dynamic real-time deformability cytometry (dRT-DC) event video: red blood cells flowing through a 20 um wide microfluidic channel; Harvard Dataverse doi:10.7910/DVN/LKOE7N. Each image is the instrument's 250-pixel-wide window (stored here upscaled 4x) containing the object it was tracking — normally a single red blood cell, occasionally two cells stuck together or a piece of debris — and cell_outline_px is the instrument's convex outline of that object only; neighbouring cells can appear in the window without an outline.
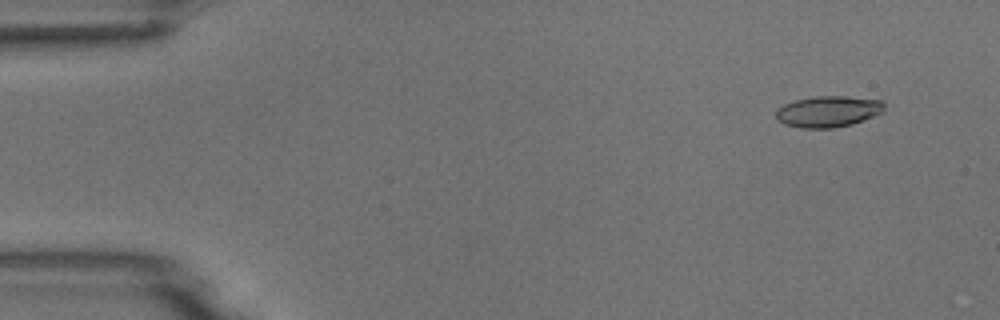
{"species": "common noctule bat (a hibernating species)", "species_latin": "Nyctalus noctula", "temperature_condition": "room temperature", "stored_images_in_passage": 5, "camera_frame_rate_fps": 3000, "um_per_image_px": 0.085, "animal": {"sex": "male", "body_mass_g": 18.8}, "frame": {"image": 1, "passage_image": 2, "time_ms": 1.333, "image_size_px": [1000, 320], "cell_outline_px": [[884, 112], [852, 124], [832, 128], [800, 128], [784, 124], [776, 120], [776, 108], [784, 104], [796, 100], [816, 96], [844, 96], [884, 100]], "centroid_in_image_um": [70.39, 9.48], "position_along_channel_um": 14.6, "area_um2": 19.83}}
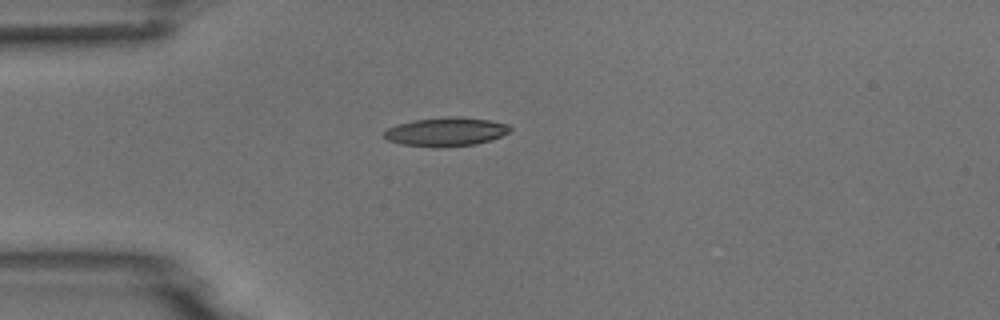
{"frame": {"image": 2, "passage_image": 5, "time_ms": 4.667, "image_size_px": [1000, 320], "cell_outline_px": [[512, 128], [508, 132], [500, 136], [476, 144], [400, 144], [388, 140], [384, 136], [384, 132], [388, 128], [396, 124], [416, 120], [452, 116], [488, 120], [508, 124]], "centroid_in_image_um": [37.91, 11.15], "position_along_channel_um": 47.1, "area_um2": 19.83}}